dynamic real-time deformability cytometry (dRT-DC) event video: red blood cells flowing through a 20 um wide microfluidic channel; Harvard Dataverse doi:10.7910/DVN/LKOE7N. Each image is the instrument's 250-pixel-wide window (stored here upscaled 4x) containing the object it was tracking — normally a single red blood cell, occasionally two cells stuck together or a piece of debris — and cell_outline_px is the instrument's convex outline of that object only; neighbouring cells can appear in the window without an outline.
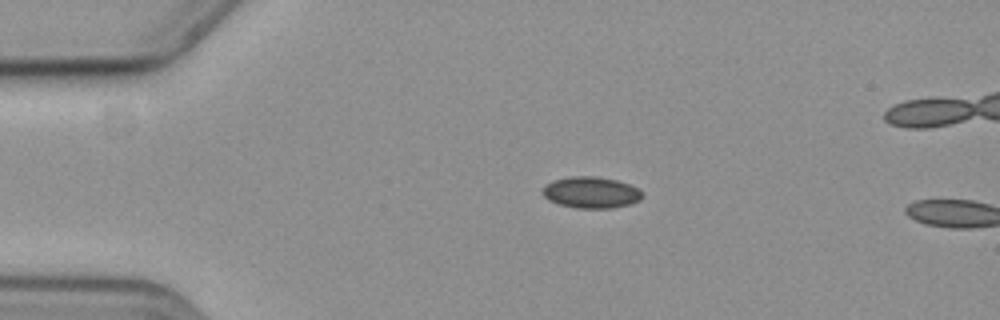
{"species": "common noctule bat (a hibernating species)", "species_latin": "Nyctalus noctula", "temperature_condition": "cold", "stored_images_in_passage": 3, "camera_frame_rate_fps": 3000, "um_per_image_px": 0.085, "animal": {"sex": "female", "body_mass_g": 19.3, "forearm_length_mm": 54.1}, "frame": {"image": 1, "passage_image": 1, "time_ms": 0.0, "image_size_px": [1000, 320], "cell_outline_px": [[644, 196], [640, 200], [628, 204], [612, 208], [576, 208], [560, 204], [548, 200], [540, 192], [544, 184], [552, 180], [572, 176], [596, 176], [616, 180], [628, 184], [636, 188]], "centroid_in_image_um": [50.18, 16.35], "position_along_channel_um": 34.8, "area_um2": 18.26}}